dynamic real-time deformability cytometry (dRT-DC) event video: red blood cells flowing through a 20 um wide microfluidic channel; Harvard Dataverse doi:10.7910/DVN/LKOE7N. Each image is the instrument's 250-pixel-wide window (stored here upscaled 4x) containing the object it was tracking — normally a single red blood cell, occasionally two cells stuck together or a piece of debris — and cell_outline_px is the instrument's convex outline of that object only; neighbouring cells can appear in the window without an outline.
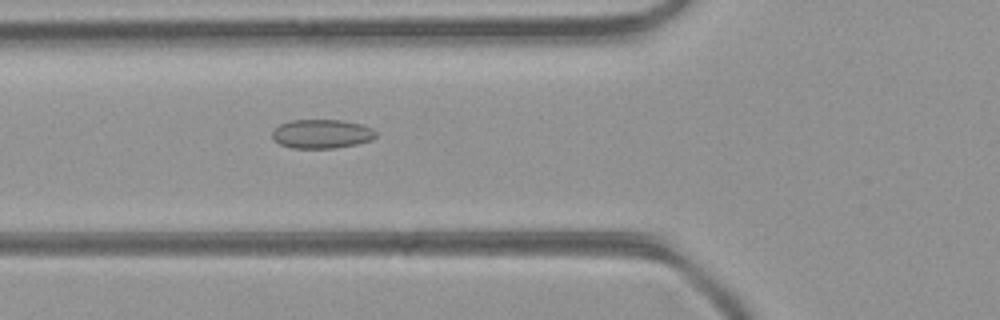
{"species": "common noctule bat (a hibernating species)", "species_latin": "Nyctalus noctula", "temperature_condition": "room temperature", "stored_images_in_passage": 44, "camera_frame_rate_fps": 3000, "um_per_image_px": 0.085, "animal": {"sex": "female", "body_mass_g": 21.9}, "frame": {"image": 1, "passage_image": 14, "time_ms": 4.333, "image_size_px": [1000, 320], "cell_outline_px": [[376, 136], [372, 140], [356, 144], [336, 148], [292, 148], [280, 144], [272, 140], [272, 132], [280, 124], [292, 120], [340, 120], [360, 124], [372, 128], [376, 132]], "centroid_in_image_um": [27.34, 11.38], "position_along_channel_um": 98.5, "area_um2": 17.51}}
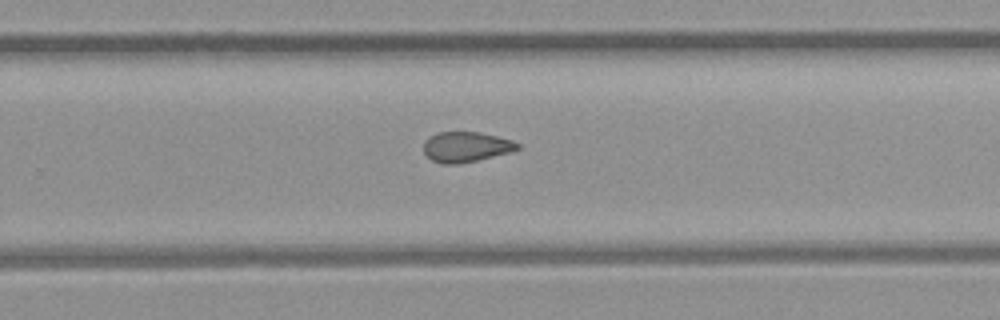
{"frame": {"image": 2, "passage_image": 27, "time_ms": 8.667, "image_size_px": [1000, 320], "cell_outline_px": [[520, 148], [512, 152], [476, 160], [456, 164], [444, 164], [432, 160], [424, 152], [424, 144], [432, 136], [440, 132], [480, 132], [512, 140], [520, 144]], "centroid_in_image_um": [39.66, 12.49], "position_along_channel_um": 290.1, "area_um2": 16.3}}
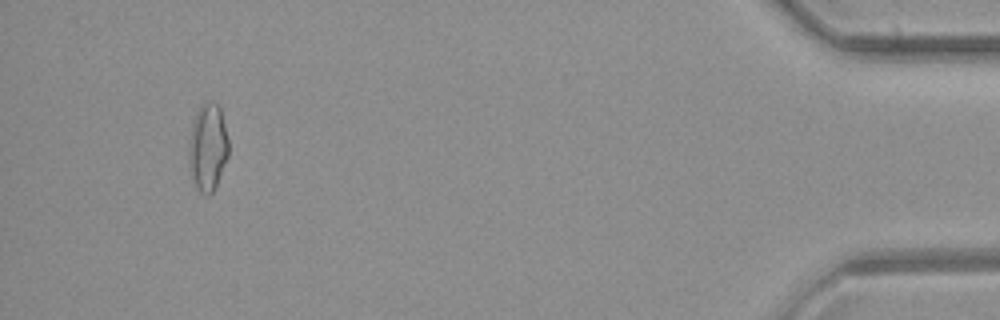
{"frame": {"image": 3, "passage_image": 41, "time_ms": 13.333, "image_size_px": [1000, 320], "cell_outline_px": [[228, 156], [216, 184], [212, 192], [208, 196], [200, 192], [196, 188], [188, 156], [188, 152], [192, 128], [196, 112], [204, 100], [216, 104], [220, 108], [228, 140]], "centroid_in_image_um": [17.67, 12.5], "position_along_channel_um": 417.5, "area_um2": 19.71}, "authors_computed_cell_mechanics": {"area_um2": 17.5423, "velocity_mm_per_s": 4.4229, "shape_relaxation_time_tau1_ms": null, "shape_relaxation_time_tau2_ms": 2.2812, "deformation_change_tau1": null, "deformation_change_tau2": 0.075}}